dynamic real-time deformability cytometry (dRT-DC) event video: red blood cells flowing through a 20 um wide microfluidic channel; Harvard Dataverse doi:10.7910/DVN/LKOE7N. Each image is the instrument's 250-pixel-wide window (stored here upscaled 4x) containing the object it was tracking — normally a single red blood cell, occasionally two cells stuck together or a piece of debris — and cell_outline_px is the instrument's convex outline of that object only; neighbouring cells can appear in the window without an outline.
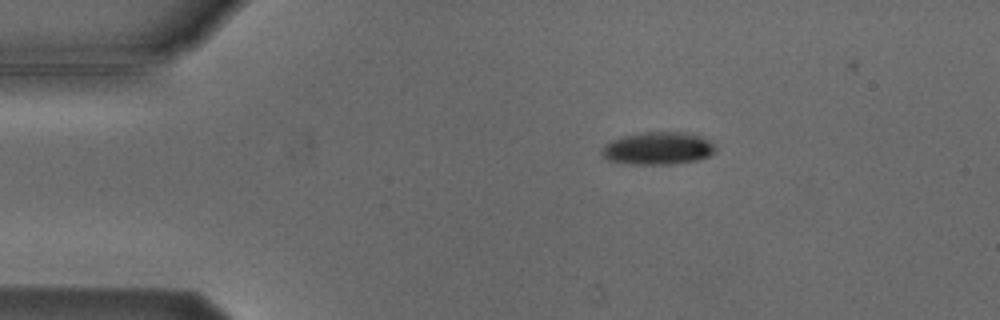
{"species": "Egyptian fruit bat (a non-hibernating species)", "species_latin": "Rousettus aegyptiacus", "temperature_condition": "cold", "stored_images_in_passage": 5, "camera_frame_rate_fps": 3000, "um_per_image_px": 0.085, "animal": {"sex": "male"}, "frame": {"image": 1, "passage_image": 5, "time_ms": 5.333, "image_size_px": [1000, 320], "cell_outline_px": [[716, 148], [708, 156], [696, 160], [672, 164], [624, 164], [608, 160], [600, 152], [604, 144], [620, 136], [644, 132], [692, 132], [712, 140], [716, 144]], "centroid_in_image_um": [55.93, 12.59], "position_along_channel_um": 29.1, "area_um2": 21.96}}